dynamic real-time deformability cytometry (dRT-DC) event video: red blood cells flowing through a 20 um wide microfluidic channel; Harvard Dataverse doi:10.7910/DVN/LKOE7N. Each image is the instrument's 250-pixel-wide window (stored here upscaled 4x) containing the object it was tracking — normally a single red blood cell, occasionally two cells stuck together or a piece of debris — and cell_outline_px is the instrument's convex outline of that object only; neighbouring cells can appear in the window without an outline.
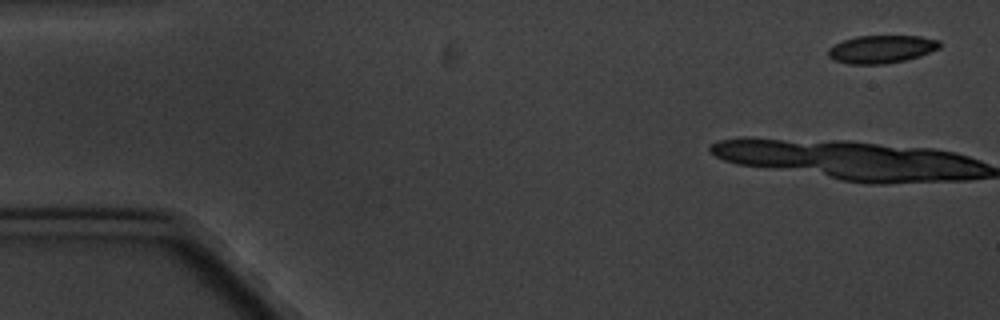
{"species": "common noctule bat (a hibernating species)", "species_latin": "Nyctalus noctula", "temperature_condition": "cold", "stored_images_in_passage": 5, "camera_frame_rate_fps": 3000, "um_per_image_px": 0.085, "animal": {"sex": "male", "body_mass_g": 20.1, "forearm_length_mm": 53.5}, "frame": {"image": 1, "passage_image": 1, "time_ms": 0.0, "image_size_px": [1000, 320], "cell_outline_px": [[940, 48], [920, 56], [904, 60], [884, 64], [848, 64], [832, 60], [828, 56], [828, 48], [844, 40], [856, 36], [920, 36], [940, 40]], "centroid_in_image_um": [74.92, 4.18], "position_along_channel_um": 10.1, "area_um2": 18.15}}